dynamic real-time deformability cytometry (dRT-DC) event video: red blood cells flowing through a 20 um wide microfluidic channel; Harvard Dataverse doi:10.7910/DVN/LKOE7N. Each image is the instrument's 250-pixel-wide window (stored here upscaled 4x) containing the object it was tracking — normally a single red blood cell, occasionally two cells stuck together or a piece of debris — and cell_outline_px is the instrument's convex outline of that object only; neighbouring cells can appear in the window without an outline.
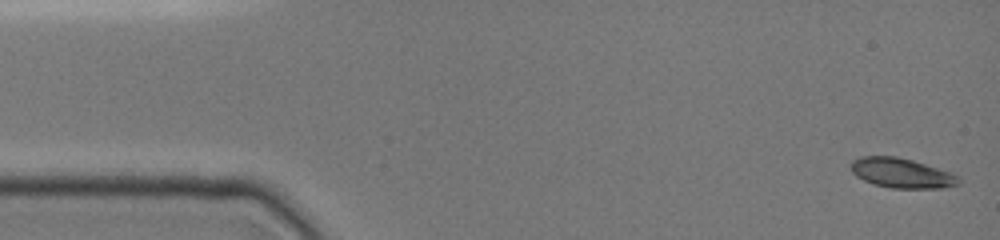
{"species": "common noctule bat (a hibernating species)", "species_latin": "Nyctalus noctula", "temperature_condition": "cold", "stored_images_in_passage": 45, "camera_frame_rate_fps": 3000, "um_per_image_px": 0.085, "animal": {"sex": "female", "body_mass_g": 19.0, "forearm_length_mm": 51.5}, "frame": {"image": 1, "passage_image": 1, "time_ms": 0.0, "image_size_px": [1000, 240], "cell_outline_px": [[960, 184], [944, 188], [892, 188], [872, 184], [856, 176], [852, 172], [848, 164], [852, 160], [860, 156], [896, 156], [912, 160], [952, 172], [960, 180]], "centroid_in_image_um": [76.6, 14.7], "position_along_channel_um": 8.4, "area_um2": 18.9}}
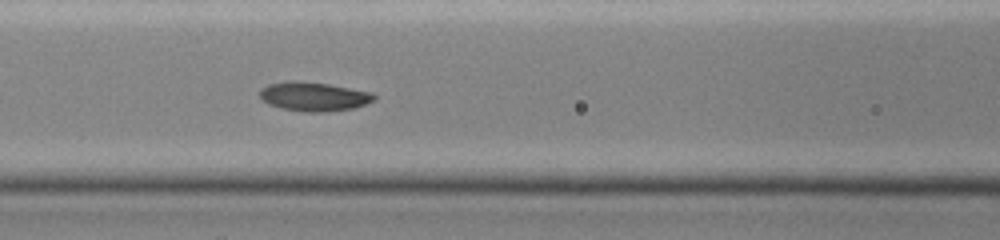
{"frame": {"image": 2, "passage_image": 19, "time_ms": 6.333, "image_size_px": [1000, 240], "cell_outline_px": [[376, 100], [352, 108], [324, 112], [304, 112], [280, 108], [268, 104], [260, 100], [260, 88], [268, 84], [288, 80], [296, 80], [328, 84], [372, 92], [376, 96]], "centroid_in_image_um": [26.62, 8.2], "position_along_channel_um": 140.0, "area_um2": 19.54}}
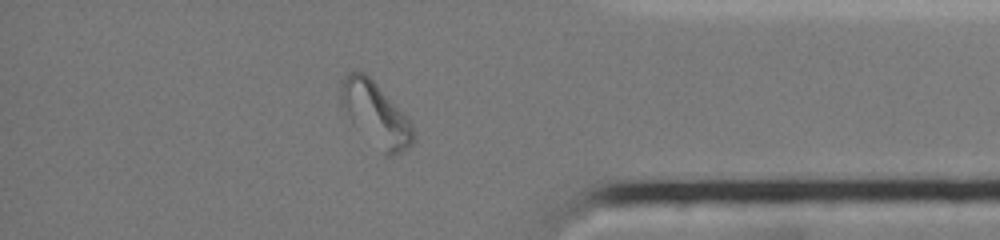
{"frame": {"image": 3, "passage_image": 39, "time_ms": 13.333, "image_size_px": [1000, 240], "cell_outline_px": [[416, 140], [408, 148], [392, 156], [384, 156], [352, 124], [340, 104], [340, 88], [344, 76], [348, 72], [364, 72], [408, 116], [412, 124]], "centroid_in_image_um": [31.94, 9.74], "position_along_channel_um": 403.3, "area_um2": 27.17}, "authors_computed_cell_mechanics": {"area_um2": 18.9584, "velocity_mm_per_s": 3.9111, "shape_relaxation_time_tau1_ms": 3.713, "shape_relaxation_time_tau2_ms": 6.0065, "deformation_change_tau1": 0.1478, "deformation_change_tau2": 0.0969}}